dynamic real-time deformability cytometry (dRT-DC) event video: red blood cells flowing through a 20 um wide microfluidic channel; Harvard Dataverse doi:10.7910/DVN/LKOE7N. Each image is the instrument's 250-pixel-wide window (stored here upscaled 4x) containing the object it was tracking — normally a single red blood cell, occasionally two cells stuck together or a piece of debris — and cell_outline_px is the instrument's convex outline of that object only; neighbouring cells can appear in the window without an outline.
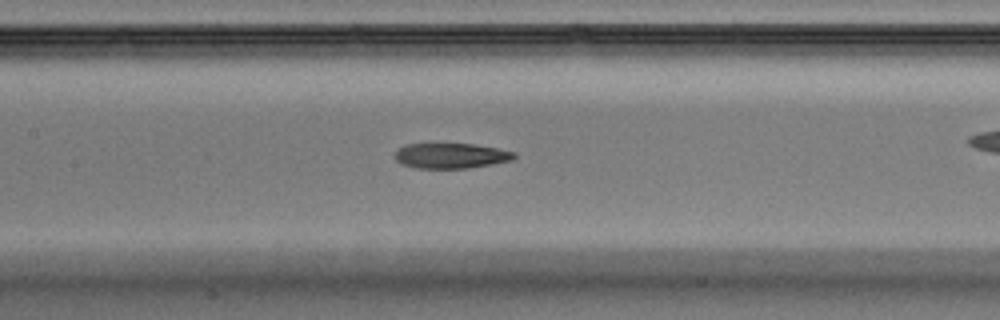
{"species": "Egyptian fruit bat (a non-hibernating species)", "species_latin": "Rousettus aegyptiacus", "temperature_condition": "warm", "stored_images_in_passage": 24, "camera_frame_rate_fps": 3000, "um_per_image_px": 0.085, "animal": {"sex": "male"}, "frame": {"image": 1, "passage_image": 11, "time_ms": 3.333, "image_size_px": [1000, 320], "cell_outline_px": [[516, 156], [512, 160], [492, 164], [468, 168], [416, 168], [400, 164], [396, 160], [396, 152], [400, 148], [408, 144], [472, 144], [496, 148], [516, 152]], "centroid_in_image_um": [38.35, 13.24], "position_along_channel_um": 169.1, "area_um2": 17.4}}